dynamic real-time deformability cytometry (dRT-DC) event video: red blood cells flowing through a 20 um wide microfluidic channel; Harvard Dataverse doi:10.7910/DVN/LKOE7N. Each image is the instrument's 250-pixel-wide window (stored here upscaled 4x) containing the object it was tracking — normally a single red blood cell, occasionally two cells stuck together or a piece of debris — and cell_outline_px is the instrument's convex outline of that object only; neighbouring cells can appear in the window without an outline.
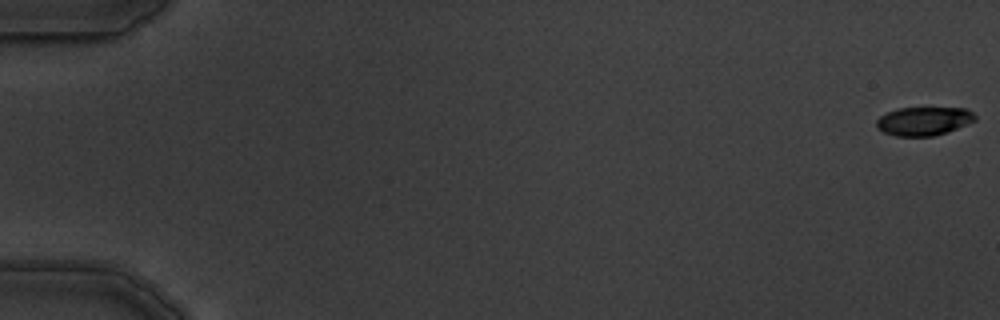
{"species": "common noctule bat (a hibernating species)", "species_latin": "Nyctalus noctula", "temperature_condition": "warm", "stored_images_in_passage": 5, "camera_frame_rate_fps": 3000, "um_per_image_px": 0.085, "animal": {"sex": "male", "body_mass_g": 19.5, "forearm_length_mm": 54.6}, "frame": {"image": 1, "passage_image": 1, "time_ms": 0.0, "image_size_px": [1000, 320], "cell_outline_px": [[976, 120], [956, 128], [932, 136], [896, 136], [884, 132], [876, 128], [876, 120], [880, 116], [888, 112], [900, 108], [968, 108], [976, 116]], "centroid_in_image_um": [78.5, 10.29], "position_along_channel_um": 6.5, "area_um2": 16.24}}